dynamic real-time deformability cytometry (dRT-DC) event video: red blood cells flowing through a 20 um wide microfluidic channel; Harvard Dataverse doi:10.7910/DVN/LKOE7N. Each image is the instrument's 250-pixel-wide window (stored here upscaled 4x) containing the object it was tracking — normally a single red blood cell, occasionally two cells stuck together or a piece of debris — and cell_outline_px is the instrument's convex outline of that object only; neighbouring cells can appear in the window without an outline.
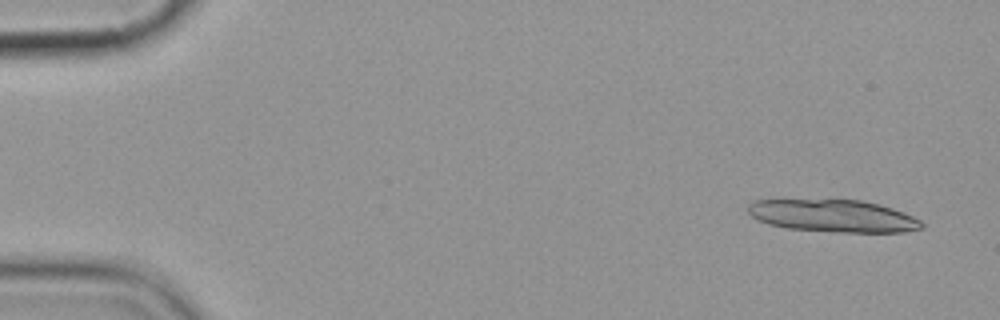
{"species": "common noctule bat (a hibernating species)", "species_latin": "Nyctalus noctula", "temperature_condition": "cold", "stored_images_in_passage": 5, "camera_frame_rate_fps": 3000, "um_per_image_px": 0.085, "animal": {"sex": "female", "body_mass_g": 19.9}, "frame": {"image": 1, "passage_image": 1, "time_ms": 0.0, "image_size_px": [1000, 320], "cell_outline_px": [[924, 228], [904, 232], [832, 232], [788, 228], [768, 224], [756, 220], [748, 212], [748, 204], [752, 200], [772, 196], [860, 200], [880, 204], [904, 212], [920, 220], [924, 224]], "centroid_in_image_um": [70.68, 18.29], "position_along_channel_um": 14.3, "area_um2": 34.45}}